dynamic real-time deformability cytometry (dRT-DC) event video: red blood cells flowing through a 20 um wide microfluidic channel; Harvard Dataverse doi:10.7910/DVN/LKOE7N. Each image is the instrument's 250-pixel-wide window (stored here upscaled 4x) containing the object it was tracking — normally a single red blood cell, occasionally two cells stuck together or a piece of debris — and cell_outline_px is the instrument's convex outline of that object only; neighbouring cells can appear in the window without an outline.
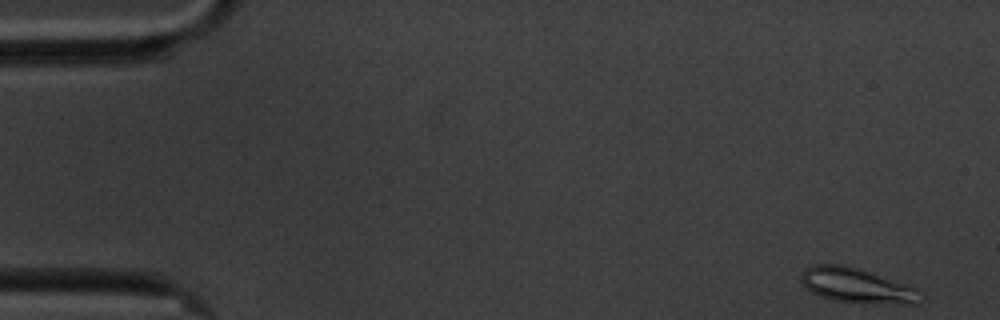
{"species": "common noctule bat (a hibernating species)", "species_latin": "Nyctalus noctula", "temperature_condition": "cold", "stored_images_in_passage": 57, "camera_frame_rate_fps": 3000, "um_per_image_px": 0.085, "animal": {"sex": "male", "body_mass_g": 20.1, "forearm_length_mm": 53.5}, "frame": {"image": 1, "passage_image": 1, "time_ms": 0.0, "image_size_px": [1000, 320], "cell_outline_px": [[928, 300], [920, 304], [900, 304], [832, 300], [820, 296], [812, 292], [800, 280], [800, 276], [804, 268], [812, 264], [840, 264], [856, 268], [916, 288], [924, 292]], "centroid_in_image_um": [72.9, 24.29], "position_along_channel_um": 12.1, "area_um2": 24.16}}
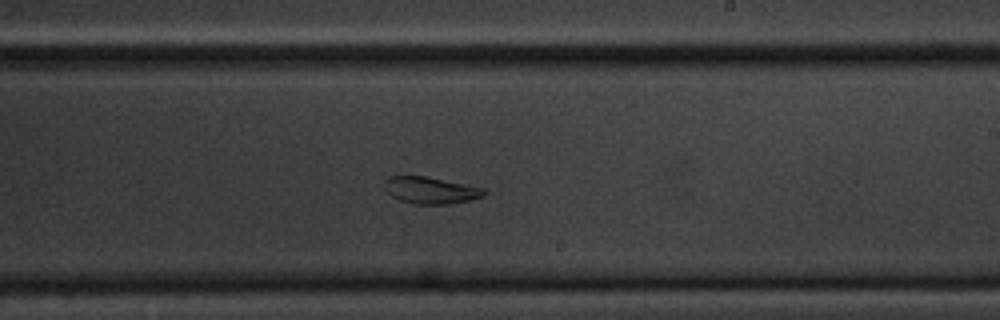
{"frame": {"image": 2, "passage_image": 33, "time_ms": 10.667, "image_size_px": [1000, 320], "cell_outline_px": [[488, 192], [484, 196], [452, 204], [412, 204], [400, 200], [392, 196], [388, 192], [384, 184], [384, 180], [388, 176], [424, 176], [484, 188]], "centroid_in_image_um": [36.6, 16.18], "position_along_channel_um": 252.4, "area_um2": 15.49}}
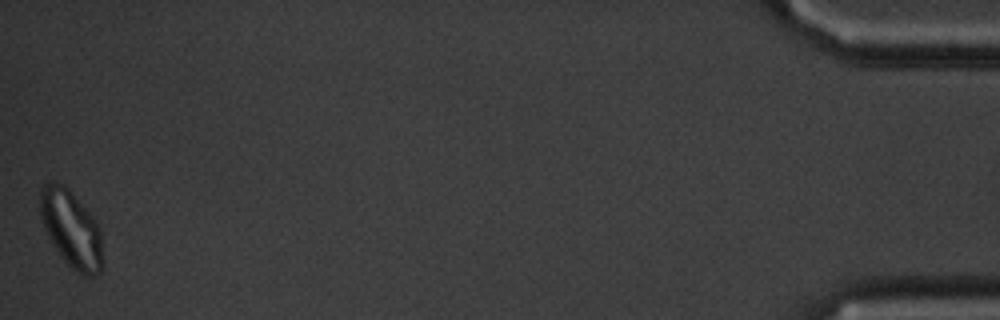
{"frame": {"image": 3, "passage_image": 57, "time_ms": 18.667, "image_size_px": [1000, 320], "cell_outline_px": [[104, 268], [96, 276], [80, 276], [60, 256], [52, 244], [44, 228], [40, 216], [40, 188], [48, 180], [64, 184], [68, 188], [96, 220], [100, 232], [104, 264]], "centroid_in_image_um": [6.07, 19.49], "position_along_channel_um": 429.1, "area_um2": 28.55}, "authors_computed_cell_mechanics": {"area_um2": 20.519, "velocity_mm_per_s": 3.3631, "shape_relaxation_time_tau1_ms": null, "shape_relaxation_time_tau2_ms": 1.8477, "deformation_change_tau1": null, "deformation_change_tau2": 0.0769}}